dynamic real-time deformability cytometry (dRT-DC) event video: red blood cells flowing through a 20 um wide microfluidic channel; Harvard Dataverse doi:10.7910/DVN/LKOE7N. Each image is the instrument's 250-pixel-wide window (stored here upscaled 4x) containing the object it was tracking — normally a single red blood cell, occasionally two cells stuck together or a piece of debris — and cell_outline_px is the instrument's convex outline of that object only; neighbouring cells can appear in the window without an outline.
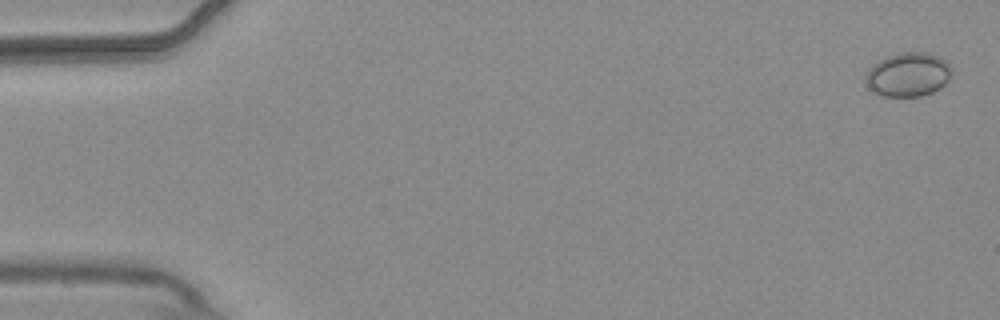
{"species": "common noctule bat (a hibernating species)", "species_latin": "Nyctalus noctula", "temperature_condition": "warm", "stored_images_in_passage": 56, "camera_frame_rate_fps": 3000, "um_per_image_px": 0.085, "animal": {"sex": "male", "body_mass_g": 20.4}, "frame": {"image": 1, "passage_image": 2, "time_ms": 0.333, "image_size_px": [1000, 320], "cell_outline_px": [[952, 72], [948, 80], [940, 88], [932, 92], [920, 96], [880, 96], [868, 88], [864, 80], [872, 64], [884, 56], [900, 52], [928, 52], [940, 56], [952, 68]], "centroid_in_image_um": [77.17, 6.32], "position_along_channel_um": 7.8, "area_um2": 22.37}}
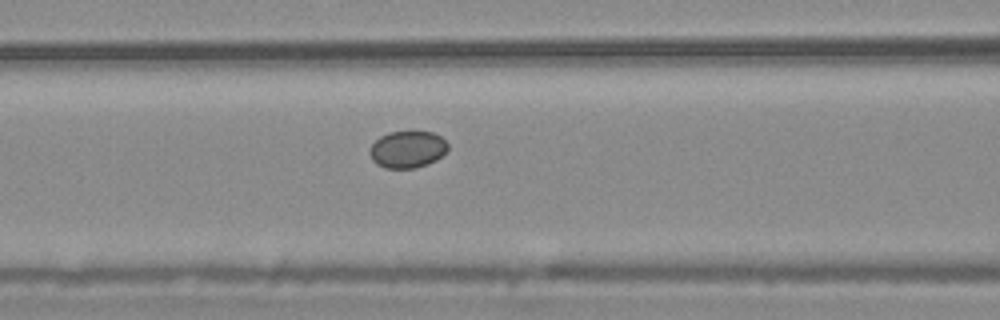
{"frame": {"image": 2, "passage_image": 24, "time_ms": 7.667, "image_size_px": [1000, 320], "cell_outline_px": [[448, 148], [436, 160], [428, 164], [416, 168], [384, 168], [376, 164], [372, 160], [368, 152], [372, 144], [380, 136], [388, 132], [412, 128], [432, 132], [440, 136], [448, 144]], "centroid_in_image_um": [34.61, 12.65], "position_along_channel_um": 132.0, "area_um2": 17.46}}
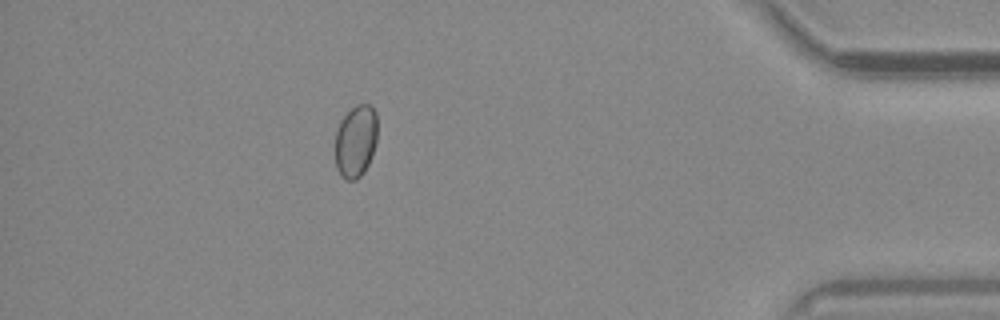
{"frame": {"image": 3, "passage_image": 50, "time_ms": 16.333, "image_size_px": [1000, 320], "cell_outline_px": [[376, 140], [372, 156], [364, 172], [356, 180], [348, 180], [340, 176], [336, 168], [336, 132], [340, 120], [356, 104], [368, 104], [376, 112]], "centroid_in_image_um": [30.23, 12.01], "position_along_channel_um": 405.0, "area_um2": 17.74}}